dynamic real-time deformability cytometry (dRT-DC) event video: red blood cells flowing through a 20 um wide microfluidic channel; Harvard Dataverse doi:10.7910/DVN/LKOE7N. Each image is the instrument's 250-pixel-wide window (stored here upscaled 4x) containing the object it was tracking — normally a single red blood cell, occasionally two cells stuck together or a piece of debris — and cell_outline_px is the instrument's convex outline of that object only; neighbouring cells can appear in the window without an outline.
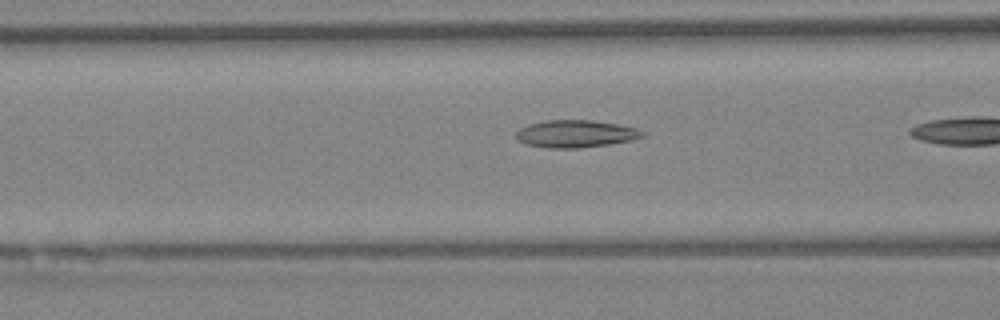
{"species": "Egyptian fruit bat (a non-hibernating species)", "species_latin": "Rousettus aegyptiacus", "temperature_condition": "warm", "stored_images_in_passage": 12, "camera_frame_rate_fps": 3000, "um_per_image_px": 0.085, "animal": {"sex": "female"}, "frame": {"image": 1, "passage_image": 7, "time_ms": 2.0, "image_size_px": [1000, 320], "cell_outline_px": [[644, 136], [632, 140], [608, 144], [580, 148], [548, 148], [524, 144], [516, 140], [516, 132], [520, 128], [528, 124], [544, 120], [592, 120], [616, 124], [636, 128], [644, 132]], "centroid_in_image_um": [48.88, 11.37], "position_along_channel_um": 117.7, "area_um2": 20.23}}